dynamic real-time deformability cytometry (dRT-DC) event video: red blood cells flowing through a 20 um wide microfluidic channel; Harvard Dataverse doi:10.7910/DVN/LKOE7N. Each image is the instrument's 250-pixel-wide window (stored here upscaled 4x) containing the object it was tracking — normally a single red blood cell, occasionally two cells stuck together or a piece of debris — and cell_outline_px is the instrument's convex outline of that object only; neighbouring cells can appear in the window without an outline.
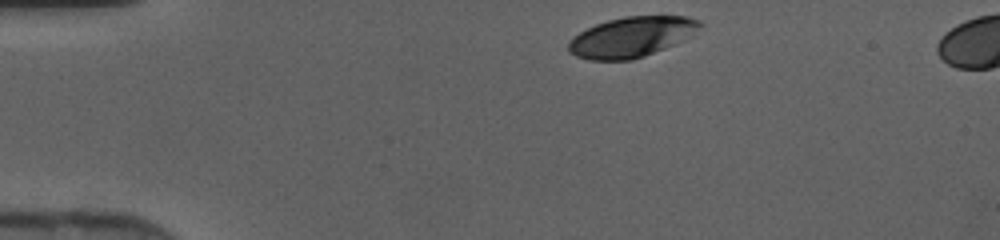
{"species": "human", "species_latin": "Homo sapiens", "temperature_condition": "cold", "stored_images_in_passage": 31, "camera_frame_rate_fps": 3000, "um_per_image_px": 0.085, "donor": {"sex": "female"}, "frame": {"image": 1, "passage_image": 1, "time_ms": 0.0, "image_size_px": [1000, 240], "cell_outline_px": [[704, 24], [684, 40], [676, 44], [644, 56], [632, 60], [588, 60], [576, 56], [568, 52], [568, 40], [580, 32], [596, 24], [608, 20], [624, 16], [684, 16], [700, 20]], "centroid_in_image_um": [53.67, 3.15], "position_along_channel_um": 31.3, "area_um2": 30.87}}
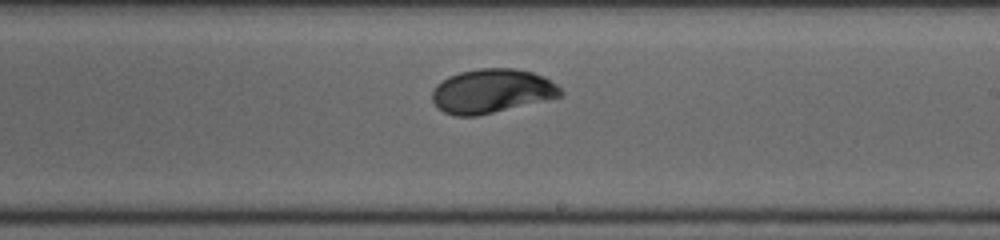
{"frame": {"image": 2, "passage_image": 20, "time_ms": 6.333, "image_size_px": [1000, 240], "cell_outline_px": [[564, 92], [560, 96], [548, 100], [476, 116], [456, 116], [444, 112], [436, 108], [432, 100], [432, 92], [436, 84], [448, 76], [460, 72], [480, 68], [516, 68], [532, 72], [544, 76], [556, 84]], "centroid_in_image_um": [41.79, 7.74], "position_along_channel_um": 247.2, "area_um2": 33.18}}
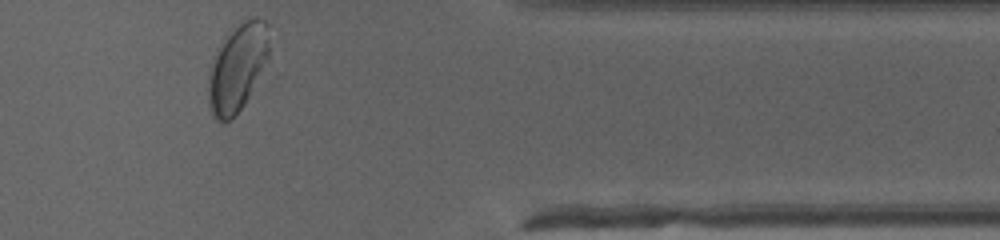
{"frame": {"image": 3, "passage_image": 31, "time_ms": 10.0, "image_size_px": [1000, 240], "cell_outline_px": [[276, 76], [228, 120], [216, 120], [212, 116], [208, 100], [208, 72], [216, 48], [240, 20], [256, 16], [264, 20], [268, 24], [276, 72]], "centroid_in_image_um": [20.43, 5.75], "position_along_channel_um": 391.0, "area_um2": 35.03}}